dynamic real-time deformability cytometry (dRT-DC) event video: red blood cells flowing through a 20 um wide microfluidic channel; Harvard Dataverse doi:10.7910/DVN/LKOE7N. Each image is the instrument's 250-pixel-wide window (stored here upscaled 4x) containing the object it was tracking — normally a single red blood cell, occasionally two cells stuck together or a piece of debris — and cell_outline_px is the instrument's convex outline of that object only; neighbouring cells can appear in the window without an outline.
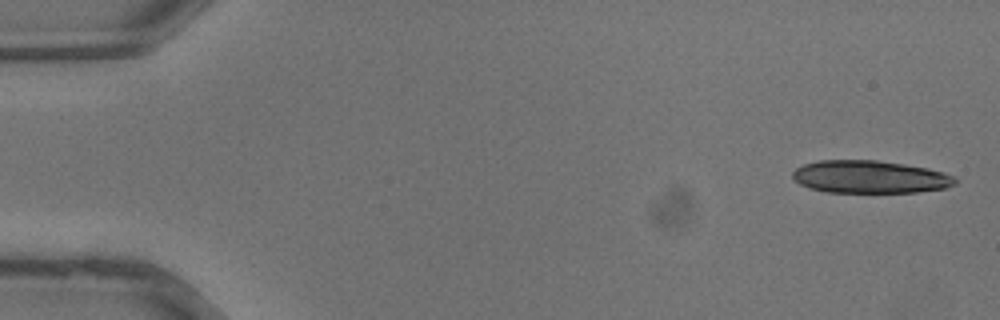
{"species": "common noctule bat (a hibernating species)", "species_latin": "Nyctalus noctula", "temperature_condition": "warm", "stored_images_in_passage": 14, "camera_frame_rate_fps": 3000, "um_per_image_px": 0.085, "animal": {"sex": "male", "body_mass_g": 13.3}, "frame": {"image": 1, "passage_image": 1, "time_ms": 0.0, "image_size_px": [1000, 320], "cell_outline_px": [[956, 184], [944, 188], [916, 192], [828, 192], [808, 188], [800, 184], [792, 176], [792, 172], [796, 168], [804, 164], [820, 160], [876, 160], [904, 164], [928, 168], [944, 172], [952, 176], [956, 180]], "centroid_in_image_um": [73.93, 15.03], "position_along_channel_um": 11.1, "area_um2": 30.87}}
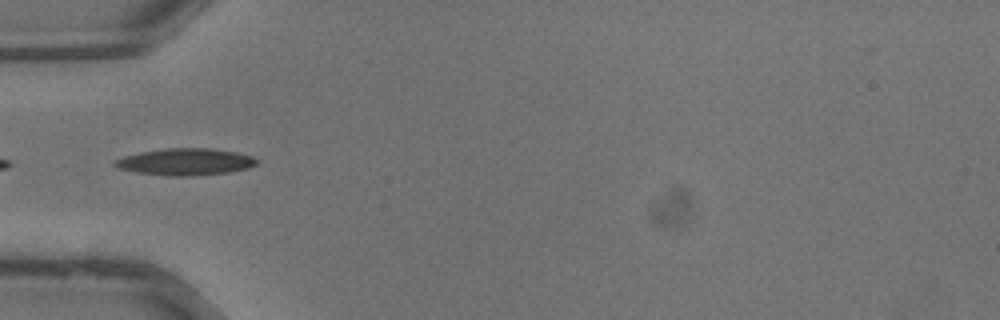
{"frame": {"image": 2, "passage_image": 12, "time_ms": 3.667, "image_size_px": [1000, 320], "cell_outline_px": [[256, 164], [248, 168], [228, 172], [192, 176], [168, 176], [136, 172], [116, 168], [112, 164], [112, 160], [124, 156], [140, 152], [164, 148], [212, 148], [236, 152], [252, 156], [256, 160]], "centroid_in_image_um": [15.69, 13.75], "position_along_channel_um": 69.3, "area_um2": 22.31}}